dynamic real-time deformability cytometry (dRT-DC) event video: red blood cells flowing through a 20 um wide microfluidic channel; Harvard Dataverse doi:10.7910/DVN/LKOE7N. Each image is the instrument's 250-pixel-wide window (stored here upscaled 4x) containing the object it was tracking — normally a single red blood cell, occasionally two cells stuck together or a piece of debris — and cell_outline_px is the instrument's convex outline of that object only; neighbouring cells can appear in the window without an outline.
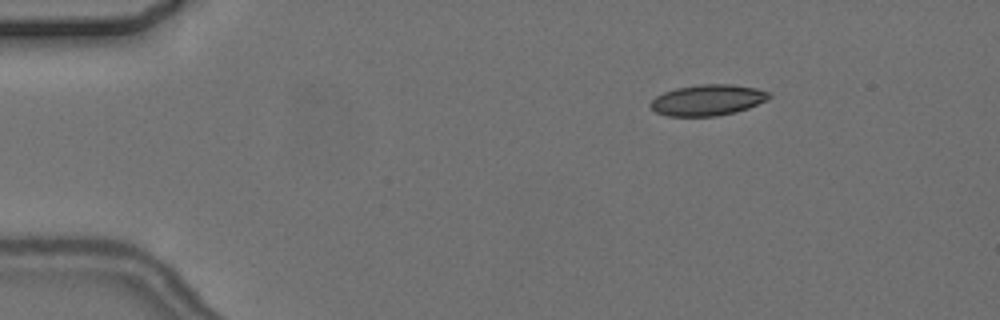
{"species": "common noctule bat (a hibernating species)", "species_latin": "Nyctalus noctula", "temperature_condition": "cold", "stored_images_in_passage": 7, "camera_frame_rate_fps": 3000, "um_per_image_px": 0.085, "animal": {"sex": "female", "body_mass_g": 24.6, "forearm_length_mm": 56.2}, "frame": {"image": 1, "passage_image": 2, "time_ms": 2.333, "image_size_px": [1000, 320], "cell_outline_px": [[772, 96], [768, 100], [748, 108], [736, 112], [716, 116], [668, 116], [656, 112], [648, 104], [656, 96], [664, 92], [676, 88], [700, 84], [732, 84], [756, 88], [768, 92]], "centroid_in_image_um": [60.16, 8.5], "position_along_channel_um": 24.8, "area_um2": 21.44}}
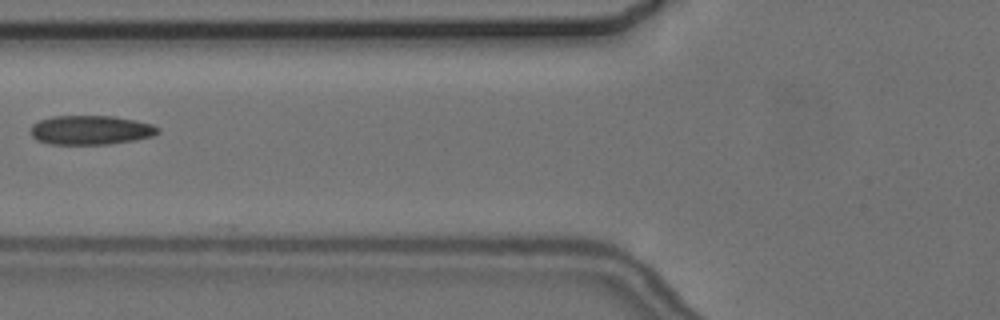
{"frame": {"image": 2, "passage_image": 6, "time_ms": 7.0, "image_size_px": [1000, 320], "cell_outline_px": [[160, 132], [152, 136], [136, 140], [108, 144], [48, 144], [36, 140], [28, 132], [32, 124], [40, 120], [52, 116], [112, 116], [136, 120], [152, 124], [160, 128]], "centroid_in_image_um": [7.69, 11.05], "position_along_channel_um": 118.1, "area_um2": 21.91}}
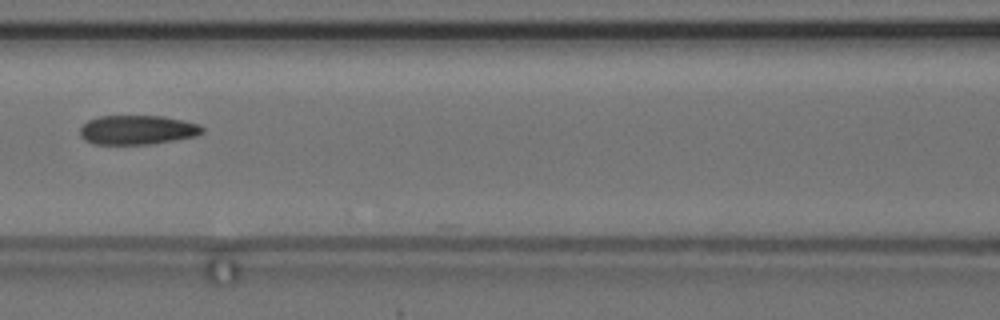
{"frame": {"image": 3, "passage_image": 7, "time_ms": 8.0, "image_size_px": [1000, 320], "cell_outline_px": [[204, 132], [196, 136], [152, 144], [92, 144], [84, 140], [80, 136], [80, 128], [88, 120], [100, 116], [164, 116], [184, 120], [200, 124], [204, 128]], "centroid_in_image_um": [11.69, 11.04], "position_along_channel_um": 154.9, "area_um2": 21.04}}